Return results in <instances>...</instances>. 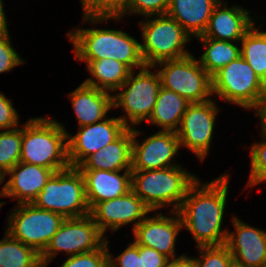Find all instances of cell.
Returning a JSON list of instances; mask_svg holds the SVG:
<instances>
[{
  "label": "cell",
  "mask_w": 266,
  "mask_h": 267,
  "mask_svg": "<svg viewBox=\"0 0 266 267\" xmlns=\"http://www.w3.org/2000/svg\"><path fill=\"white\" fill-rule=\"evenodd\" d=\"M139 24L143 41L140 52L145 66L191 54L185 47L192 37L169 15L147 16Z\"/></svg>",
  "instance_id": "8992f818"
},
{
  "label": "cell",
  "mask_w": 266,
  "mask_h": 267,
  "mask_svg": "<svg viewBox=\"0 0 266 267\" xmlns=\"http://www.w3.org/2000/svg\"><path fill=\"white\" fill-rule=\"evenodd\" d=\"M48 265L40 259L33 267H47Z\"/></svg>",
  "instance_id": "ee69618b"
},
{
  "label": "cell",
  "mask_w": 266,
  "mask_h": 267,
  "mask_svg": "<svg viewBox=\"0 0 266 267\" xmlns=\"http://www.w3.org/2000/svg\"><path fill=\"white\" fill-rule=\"evenodd\" d=\"M157 215L146 216L132 231L137 245L150 247L169 259H177L176 239L183 229L181 218L177 211H169L168 215L156 212Z\"/></svg>",
  "instance_id": "9a60e30c"
},
{
  "label": "cell",
  "mask_w": 266,
  "mask_h": 267,
  "mask_svg": "<svg viewBox=\"0 0 266 267\" xmlns=\"http://www.w3.org/2000/svg\"><path fill=\"white\" fill-rule=\"evenodd\" d=\"M105 244L109 252V267H141L139 245L134 241L130 242L129 246L116 257L110 253L108 237L105 239Z\"/></svg>",
  "instance_id": "d590c367"
},
{
  "label": "cell",
  "mask_w": 266,
  "mask_h": 267,
  "mask_svg": "<svg viewBox=\"0 0 266 267\" xmlns=\"http://www.w3.org/2000/svg\"><path fill=\"white\" fill-rule=\"evenodd\" d=\"M142 133L133 127L131 171L178 166L179 163L176 164L175 156L178 155L181 147L175 131L158 130L140 143L137 138Z\"/></svg>",
  "instance_id": "4fadbf2b"
},
{
  "label": "cell",
  "mask_w": 266,
  "mask_h": 267,
  "mask_svg": "<svg viewBox=\"0 0 266 267\" xmlns=\"http://www.w3.org/2000/svg\"><path fill=\"white\" fill-rule=\"evenodd\" d=\"M68 131L51 117H32L22 124L20 162L53 169L70 167L68 161Z\"/></svg>",
  "instance_id": "3957f363"
},
{
  "label": "cell",
  "mask_w": 266,
  "mask_h": 267,
  "mask_svg": "<svg viewBox=\"0 0 266 267\" xmlns=\"http://www.w3.org/2000/svg\"><path fill=\"white\" fill-rule=\"evenodd\" d=\"M170 0H131L129 7L120 16H91L83 12L82 23H90L93 26L108 23L109 19L120 21L126 15H142L143 17L152 15H164L168 11Z\"/></svg>",
  "instance_id": "f1b7e54d"
},
{
  "label": "cell",
  "mask_w": 266,
  "mask_h": 267,
  "mask_svg": "<svg viewBox=\"0 0 266 267\" xmlns=\"http://www.w3.org/2000/svg\"><path fill=\"white\" fill-rule=\"evenodd\" d=\"M152 211L132 191L118 198L98 203L90 215L97 224L100 232L106 236L109 229L117 232L122 226L133 224L132 230Z\"/></svg>",
  "instance_id": "2e32d148"
},
{
  "label": "cell",
  "mask_w": 266,
  "mask_h": 267,
  "mask_svg": "<svg viewBox=\"0 0 266 267\" xmlns=\"http://www.w3.org/2000/svg\"><path fill=\"white\" fill-rule=\"evenodd\" d=\"M105 239L90 214L66 218L40 254V259L48 265L61 252L69 257L97 250L105 243Z\"/></svg>",
  "instance_id": "8fae6325"
},
{
  "label": "cell",
  "mask_w": 266,
  "mask_h": 267,
  "mask_svg": "<svg viewBox=\"0 0 266 267\" xmlns=\"http://www.w3.org/2000/svg\"><path fill=\"white\" fill-rule=\"evenodd\" d=\"M131 0H95L84 13L91 16H120Z\"/></svg>",
  "instance_id": "e575fe53"
},
{
  "label": "cell",
  "mask_w": 266,
  "mask_h": 267,
  "mask_svg": "<svg viewBox=\"0 0 266 267\" xmlns=\"http://www.w3.org/2000/svg\"><path fill=\"white\" fill-rule=\"evenodd\" d=\"M133 128H127L115 141L88 156L79 170H131Z\"/></svg>",
  "instance_id": "7402d4cb"
},
{
  "label": "cell",
  "mask_w": 266,
  "mask_h": 267,
  "mask_svg": "<svg viewBox=\"0 0 266 267\" xmlns=\"http://www.w3.org/2000/svg\"><path fill=\"white\" fill-rule=\"evenodd\" d=\"M227 2L220 0L215 6L202 36L215 40L240 42L246 32L254 25L257 15L250 16V11L242 6H227Z\"/></svg>",
  "instance_id": "ac0fdd59"
},
{
  "label": "cell",
  "mask_w": 266,
  "mask_h": 267,
  "mask_svg": "<svg viewBox=\"0 0 266 267\" xmlns=\"http://www.w3.org/2000/svg\"><path fill=\"white\" fill-rule=\"evenodd\" d=\"M141 267H164L169 258L153 248L139 245Z\"/></svg>",
  "instance_id": "74e56055"
},
{
  "label": "cell",
  "mask_w": 266,
  "mask_h": 267,
  "mask_svg": "<svg viewBox=\"0 0 266 267\" xmlns=\"http://www.w3.org/2000/svg\"><path fill=\"white\" fill-rule=\"evenodd\" d=\"M153 66H144L136 73L131 71L128 79L113 93V108H121L118 116L128 127H137L151 116L161 88V79Z\"/></svg>",
  "instance_id": "52a82bcc"
},
{
  "label": "cell",
  "mask_w": 266,
  "mask_h": 267,
  "mask_svg": "<svg viewBox=\"0 0 266 267\" xmlns=\"http://www.w3.org/2000/svg\"><path fill=\"white\" fill-rule=\"evenodd\" d=\"M197 39L205 49L198 60L211 77L240 56L239 42L215 40L207 37H197Z\"/></svg>",
  "instance_id": "484cf974"
},
{
  "label": "cell",
  "mask_w": 266,
  "mask_h": 267,
  "mask_svg": "<svg viewBox=\"0 0 266 267\" xmlns=\"http://www.w3.org/2000/svg\"><path fill=\"white\" fill-rule=\"evenodd\" d=\"M9 33H0V74L4 72L8 73L14 67L22 66L26 62L12 46Z\"/></svg>",
  "instance_id": "836d02e7"
},
{
  "label": "cell",
  "mask_w": 266,
  "mask_h": 267,
  "mask_svg": "<svg viewBox=\"0 0 266 267\" xmlns=\"http://www.w3.org/2000/svg\"><path fill=\"white\" fill-rule=\"evenodd\" d=\"M197 179V175L190 173L182 165L131 171V190L152 212L158 209L160 211L164 206L171 209L168 211H177L189 187Z\"/></svg>",
  "instance_id": "277c9868"
},
{
  "label": "cell",
  "mask_w": 266,
  "mask_h": 267,
  "mask_svg": "<svg viewBox=\"0 0 266 267\" xmlns=\"http://www.w3.org/2000/svg\"><path fill=\"white\" fill-rule=\"evenodd\" d=\"M83 12L95 1V0H80Z\"/></svg>",
  "instance_id": "b9f144b4"
},
{
  "label": "cell",
  "mask_w": 266,
  "mask_h": 267,
  "mask_svg": "<svg viewBox=\"0 0 266 267\" xmlns=\"http://www.w3.org/2000/svg\"><path fill=\"white\" fill-rule=\"evenodd\" d=\"M260 27V28H257ZM254 24L240 41V55L266 84V32Z\"/></svg>",
  "instance_id": "4316f807"
},
{
  "label": "cell",
  "mask_w": 266,
  "mask_h": 267,
  "mask_svg": "<svg viewBox=\"0 0 266 267\" xmlns=\"http://www.w3.org/2000/svg\"><path fill=\"white\" fill-rule=\"evenodd\" d=\"M199 257L191 256L192 267H227L233 258L225 244L197 247Z\"/></svg>",
  "instance_id": "1f68e13d"
},
{
  "label": "cell",
  "mask_w": 266,
  "mask_h": 267,
  "mask_svg": "<svg viewBox=\"0 0 266 267\" xmlns=\"http://www.w3.org/2000/svg\"><path fill=\"white\" fill-rule=\"evenodd\" d=\"M32 204L60 214L64 218L89 215L83 174L77 167L71 166L55 172Z\"/></svg>",
  "instance_id": "ba28073f"
},
{
  "label": "cell",
  "mask_w": 266,
  "mask_h": 267,
  "mask_svg": "<svg viewBox=\"0 0 266 267\" xmlns=\"http://www.w3.org/2000/svg\"><path fill=\"white\" fill-rule=\"evenodd\" d=\"M4 176L0 173V186L3 185Z\"/></svg>",
  "instance_id": "f6af8a7d"
},
{
  "label": "cell",
  "mask_w": 266,
  "mask_h": 267,
  "mask_svg": "<svg viewBox=\"0 0 266 267\" xmlns=\"http://www.w3.org/2000/svg\"><path fill=\"white\" fill-rule=\"evenodd\" d=\"M218 109L216 100L191 103L176 131L180 147L193 152L199 161H204L210 152Z\"/></svg>",
  "instance_id": "7c38bea8"
},
{
  "label": "cell",
  "mask_w": 266,
  "mask_h": 267,
  "mask_svg": "<svg viewBox=\"0 0 266 267\" xmlns=\"http://www.w3.org/2000/svg\"><path fill=\"white\" fill-rule=\"evenodd\" d=\"M263 123L266 124V104L263 111L257 116Z\"/></svg>",
  "instance_id": "7bdbcfd3"
},
{
  "label": "cell",
  "mask_w": 266,
  "mask_h": 267,
  "mask_svg": "<svg viewBox=\"0 0 266 267\" xmlns=\"http://www.w3.org/2000/svg\"><path fill=\"white\" fill-rule=\"evenodd\" d=\"M108 253L104 243L97 250L69 256L60 267H109Z\"/></svg>",
  "instance_id": "d6a6232c"
},
{
  "label": "cell",
  "mask_w": 266,
  "mask_h": 267,
  "mask_svg": "<svg viewBox=\"0 0 266 267\" xmlns=\"http://www.w3.org/2000/svg\"><path fill=\"white\" fill-rule=\"evenodd\" d=\"M20 127L0 132V173L3 176L20 162L22 126Z\"/></svg>",
  "instance_id": "f546056e"
},
{
  "label": "cell",
  "mask_w": 266,
  "mask_h": 267,
  "mask_svg": "<svg viewBox=\"0 0 266 267\" xmlns=\"http://www.w3.org/2000/svg\"><path fill=\"white\" fill-rule=\"evenodd\" d=\"M191 103L177 93L161 87L151 116L147 120L152 126L163 131H177L182 117Z\"/></svg>",
  "instance_id": "cb8c5ba5"
},
{
  "label": "cell",
  "mask_w": 266,
  "mask_h": 267,
  "mask_svg": "<svg viewBox=\"0 0 266 267\" xmlns=\"http://www.w3.org/2000/svg\"><path fill=\"white\" fill-rule=\"evenodd\" d=\"M80 171L84 177L86 200L90 211L98 203L118 198L131 190V170Z\"/></svg>",
  "instance_id": "ffe728a7"
},
{
  "label": "cell",
  "mask_w": 266,
  "mask_h": 267,
  "mask_svg": "<svg viewBox=\"0 0 266 267\" xmlns=\"http://www.w3.org/2000/svg\"><path fill=\"white\" fill-rule=\"evenodd\" d=\"M234 231H228L225 245L232 257L249 267L266 264V231L232 217Z\"/></svg>",
  "instance_id": "e0dca14e"
},
{
  "label": "cell",
  "mask_w": 266,
  "mask_h": 267,
  "mask_svg": "<svg viewBox=\"0 0 266 267\" xmlns=\"http://www.w3.org/2000/svg\"><path fill=\"white\" fill-rule=\"evenodd\" d=\"M220 0H170L167 15L175 19L191 37L202 36Z\"/></svg>",
  "instance_id": "603a6c76"
},
{
  "label": "cell",
  "mask_w": 266,
  "mask_h": 267,
  "mask_svg": "<svg viewBox=\"0 0 266 267\" xmlns=\"http://www.w3.org/2000/svg\"><path fill=\"white\" fill-rule=\"evenodd\" d=\"M66 35L73 45L76 60L115 59L132 71L145 66L140 41L122 30L75 27Z\"/></svg>",
  "instance_id": "7a4b0ae2"
},
{
  "label": "cell",
  "mask_w": 266,
  "mask_h": 267,
  "mask_svg": "<svg viewBox=\"0 0 266 267\" xmlns=\"http://www.w3.org/2000/svg\"><path fill=\"white\" fill-rule=\"evenodd\" d=\"M230 173L210 182L198 178L188 189L177 210L183 229L190 232L196 247L218 246L226 242L228 230L223 219L227 203Z\"/></svg>",
  "instance_id": "6da1fadb"
},
{
  "label": "cell",
  "mask_w": 266,
  "mask_h": 267,
  "mask_svg": "<svg viewBox=\"0 0 266 267\" xmlns=\"http://www.w3.org/2000/svg\"><path fill=\"white\" fill-rule=\"evenodd\" d=\"M85 62L88 74L83 83L113 94L129 77L131 69L115 59L77 60Z\"/></svg>",
  "instance_id": "d4e9b609"
},
{
  "label": "cell",
  "mask_w": 266,
  "mask_h": 267,
  "mask_svg": "<svg viewBox=\"0 0 266 267\" xmlns=\"http://www.w3.org/2000/svg\"><path fill=\"white\" fill-rule=\"evenodd\" d=\"M13 102L3 92H0V131L14 129L21 125L18 122L20 116Z\"/></svg>",
  "instance_id": "8d00e7d4"
},
{
  "label": "cell",
  "mask_w": 266,
  "mask_h": 267,
  "mask_svg": "<svg viewBox=\"0 0 266 267\" xmlns=\"http://www.w3.org/2000/svg\"><path fill=\"white\" fill-rule=\"evenodd\" d=\"M68 97H70L78 127L104 120L113 109L112 93L83 82L74 91L69 92Z\"/></svg>",
  "instance_id": "44dd1931"
},
{
  "label": "cell",
  "mask_w": 266,
  "mask_h": 267,
  "mask_svg": "<svg viewBox=\"0 0 266 267\" xmlns=\"http://www.w3.org/2000/svg\"><path fill=\"white\" fill-rule=\"evenodd\" d=\"M227 267H249V266H246L245 264L240 263L234 258H232L230 262L228 263Z\"/></svg>",
  "instance_id": "60d3db41"
},
{
  "label": "cell",
  "mask_w": 266,
  "mask_h": 267,
  "mask_svg": "<svg viewBox=\"0 0 266 267\" xmlns=\"http://www.w3.org/2000/svg\"><path fill=\"white\" fill-rule=\"evenodd\" d=\"M261 142H254L249 146L250 175L245 188L257 187L266 182V124L260 119Z\"/></svg>",
  "instance_id": "4dcf8cb0"
},
{
  "label": "cell",
  "mask_w": 266,
  "mask_h": 267,
  "mask_svg": "<svg viewBox=\"0 0 266 267\" xmlns=\"http://www.w3.org/2000/svg\"><path fill=\"white\" fill-rule=\"evenodd\" d=\"M164 267H192L191 256H187L186 253L180 258L169 259Z\"/></svg>",
  "instance_id": "f35d334b"
},
{
  "label": "cell",
  "mask_w": 266,
  "mask_h": 267,
  "mask_svg": "<svg viewBox=\"0 0 266 267\" xmlns=\"http://www.w3.org/2000/svg\"><path fill=\"white\" fill-rule=\"evenodd\" d=\"M3 1L4 0H0V33L9 32Z\"/></svg>",
  "instance_id": "ab89813d"
},
{
  "label": "cell",
  "mask_w": 266,
  "mask_h": 267,
  "mask_svg": "<svg viewBox=\"0 0 266 267\" xmlns=\"http://www.w3.org/2000/svg\"><path fill=\"white\" fill-rule=\"evenodd\" d=\"M128 127L119 117L78 127L76 134H67L68 161L78 167L88 156L115 141Z\"/></svg>",
  "instance_id": "5bb4252c"
},
{
  "label": "cell",
  "mask_w": 266,
  "mask_h": 267,
  "mask_svg": "<svg viewBox=\"0 0 266 267\" xmlns=\"http://www.w3.org/2000/svg\"><path fill=\"white\" fill-rule=\"evenodd\" d=\"M212 94L258 116L266 104V84L240 55L212 77Z\"/></svg>",
  "instance_id": "5b68a950"
},
{
  "label": "cell",
  "mask_w": 266,
  "mask_h": 267,
  "mask_svg": "<svg viewBox=\"0 0 266 267\" xmlns=\"http://www.w3.org/2000/svg\"><path fill=\"white\" fill-rule=\"evenodd\" d=\"M40 254L32 247L13 238L6 230L0 240V267H33Z\"/></svg>",
  "instance_id": "83f0119b"
},
{
  "label": "cell",
  "mask_w": 266,
  "mask_h": 267,
  "mask_svg": "<svg viewBox=\"0 0 266 267\" xmlns=\"http://www.w3.org/2000/svg\"><path fill=\"white\" fill-rule=\"evenodd\" d=\"M7 219L5 230L41 254L66 218L32 203H20L14 205Z\"/></svg>",
  "instance_id": "30bf717a"
},
{
  "label": "cell",
  "mask_w": 266,
  "mask_h": 267,
  "mask_svg": "<svg viewBox=\"0 0 266 267\" xmlns=\"http://www.w3.org/2000/svg\"><path fill=\"white\" fill-rule=\"evenodd\" d=\"M6 202H4V201H0V209H1V207H2V205H4Z\"/></svg>",
  "instance_id": "bcb514c9"
},
{
  "label": "cell",
  "mask_w": 266,
  "mask_h": 267,
  "mask_svg": "<svg viewBox=\"0 0 266 267\" xmlns=\"http://www.w3.org/2000/svg\"><path fill=\"white\" fill-rule=\"evenodd\" d=\"M153 67L155 70L158 68L161 87L174 91L190 103H202L213 99L211 76L193 54L161 61Z\"/></svg>",
  "instance_id": "9c48e42d"
},
{
  "label": "cell",
  "mask_w": 266,
  "mask_h": 267,
  "mask_svg": "<svg viewBox=\"0 0 266 267\" xmlns=\"http://www.w3.org/2000/svg\"><path fill=\"white\" fill-rule=\"evenodd\" d=\"M54 173L50 168L19 162L4 175V181L6 176L10 178L1 187L0 197L17 200L16 204L32 203Z\"/></svg>",
  "instance_id": "d6986e66"
}]
</instances>
